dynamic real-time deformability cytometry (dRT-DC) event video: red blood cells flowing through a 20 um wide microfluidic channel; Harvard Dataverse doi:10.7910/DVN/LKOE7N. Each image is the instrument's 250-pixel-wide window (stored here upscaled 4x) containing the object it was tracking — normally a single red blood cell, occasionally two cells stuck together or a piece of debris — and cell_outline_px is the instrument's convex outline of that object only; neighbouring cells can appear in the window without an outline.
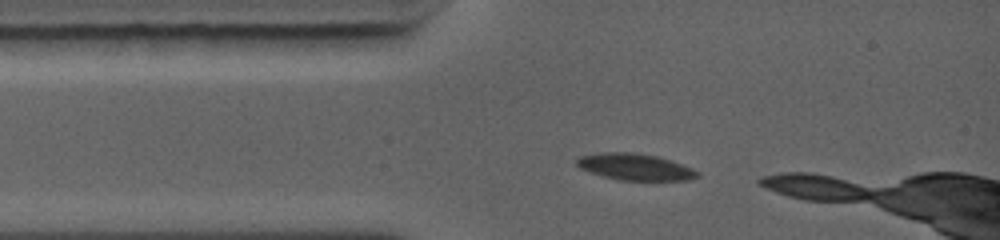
{"species": "common noctule bat (a hibernating species)", "species_latin": "Nyctalus noctula", "temperature_condition": "warm", "stored_images_in_passage": 3, "camera_frame_rate_fps": 5000, "um_per_image_px": 0.085, "animal": {"sex": "female", "body_mass_g": 19.0, "forearm_length_mm": 56.7}, "frame": {"image": 1, "passage_image": 1, "time_ms": 0.0, "image_size_px": [1000, 240], "cell_outline_px": [[700, 176], [688, 180], [620, 180], [588, 172], [580, 168], [576, 164], [576, 160], [580, 156], [600, 152], [636, 152], [656, 156], [692, 168], [700, 172]], "centroid_in_image_um": [53.96, 14.18], "position_along_channel_um": 31.0, "area_um2": 18.61}}